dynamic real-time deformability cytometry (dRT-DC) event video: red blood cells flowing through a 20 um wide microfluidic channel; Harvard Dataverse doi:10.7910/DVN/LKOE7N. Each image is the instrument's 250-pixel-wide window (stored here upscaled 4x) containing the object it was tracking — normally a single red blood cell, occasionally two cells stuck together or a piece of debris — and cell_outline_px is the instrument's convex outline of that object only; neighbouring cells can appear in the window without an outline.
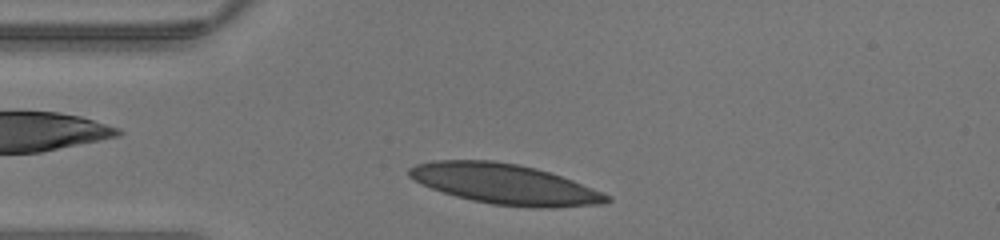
{"species": "human", "species_latin": "Homo sapiens", "temperature_condition": "warm", "stored_images_in_passage": 30, "camera_frame_rate_fps": 3000, "um_per_image_px": 0.085, "donor": {"sex": "male"}, "frame": {"image": 1, "passage_image": 2, "time_ms": 0.333, "image_size_px": [1000, 240], "cell_outline_px": [[612, 200], [604, 204], [556, 208], [532, 208], [492, 204], [472, 200], [456, 196], [432, 188], [408, 176], [408, 168], [416, 164], [432, 160], [492, 160], [516, 164], [536, 168], [572, 180], [604, 192], [612, 196]], "centroid_in_image_um": [42.97, 15.66], "position_along_channel_um": 42.0, "area_um2": 46.41}}
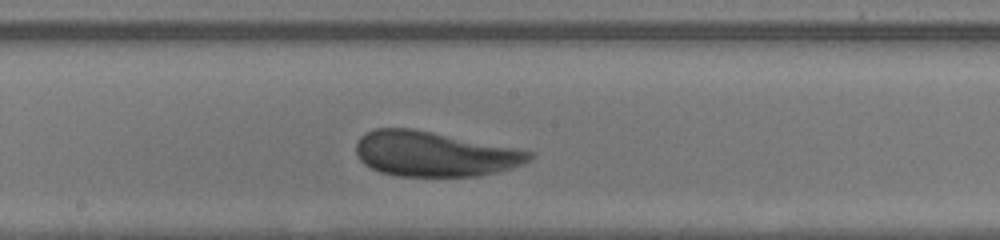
{"frame": {"image": 2, "passage_image": 14, "time_ms": 4.333, "image_size_px": [1000, 240], "cell_outline_px": [[532, 160], [524, 164], [512, 168], [480, 176], [400, 176], [380, 172], [364, 164], [360, 160], [356, 152], [356, 144], [360, 136], [376, 128], [412, 128], [532, 152]], "centroid_in_image_um": [36.89, 13.1], "position_along_channel_um": 211.3, "area_um2": 45.03}}
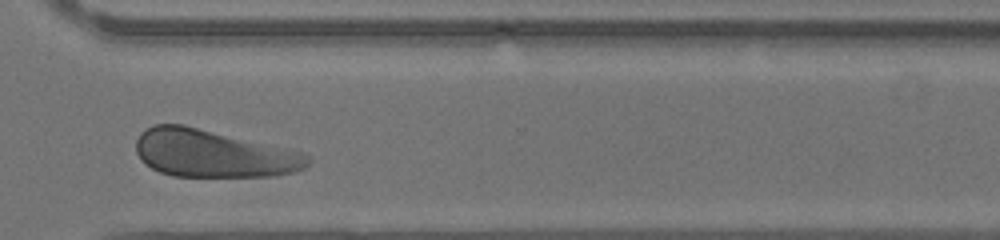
{"frame": {"image": 3, "passage_image": 23, "time_ms": 7.333, "image_size_px": [1000, 240], "cell_outline_px": [[312, 160], [304, 168], [296, 172], [276, 176], [172, 176], [160, 172], [144, 164], [140, 160], [136, 152], [136, 140], [140, 132], [156, 124], [184, 124], [300, 152], [312, 156]], "centroid_in_image_um": [18.1, 13.06], "position_along_channel_um": 352.5, "area_um2": 47.57}}